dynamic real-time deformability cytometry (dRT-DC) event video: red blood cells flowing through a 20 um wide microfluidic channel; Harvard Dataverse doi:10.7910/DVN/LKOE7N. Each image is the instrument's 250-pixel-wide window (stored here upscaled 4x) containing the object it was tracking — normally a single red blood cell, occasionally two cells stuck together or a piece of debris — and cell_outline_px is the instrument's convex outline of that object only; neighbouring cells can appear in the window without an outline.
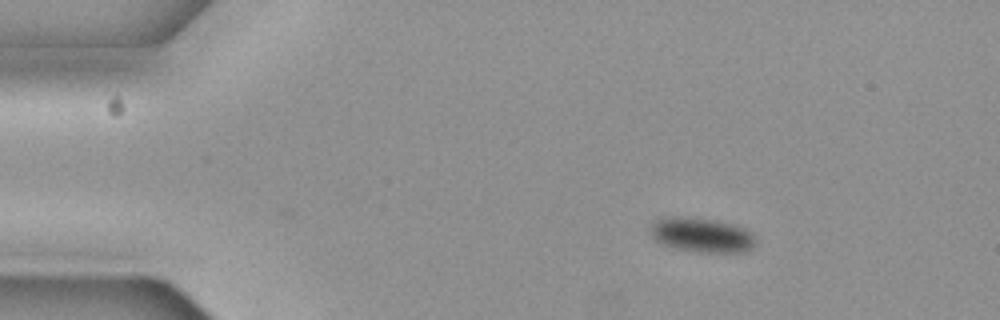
{"species": "common noctule bat (a hibernating species)", "species_latin": "Nyctalus noctula", "temperature_condition": "cold", "stored_images_in_passage": 44, "camera_frame_rate_fps": 3000, "um_per_image_px": 0.085, "animal": {"sex": "female", "body_mass_g": 19.3, "forearm_length_mm": 54.1}, "frame": {"image": 1, "passage_image": 1, "time_ms": 0.0, "image_size_px": [1000, 320], "cell_outline_px": [[756, 244], [752, 248], [744, 252], [700, 252], [676, 248], [664, 244], [656, 240], [652, 236], [648, 228], [656, 220], [668, 216], [688, 216], [716, 220], [732, 224], [744, 228], [752, 232], [756, 240]], "centroid_in_image_um": [59.66, 19.96], "position_along_channel_um": 25.3, "area_um2": 21.39}}
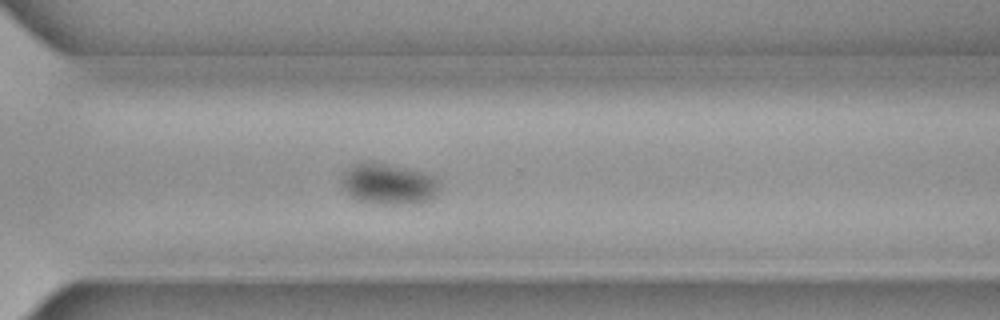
{"frame": {"image": 2, "passage_image": 33, "time_ms": 10.667, "image_size_px": [1000, 320], "cell_outline_px": [[440, 192], [436, 196], [424, 200], [404, 204], [372, 204], [360, 200], [352, 196], [344, 188], [340, 180], [352, 168], [360, 164], [380, 164], [404, 168], [420, 172], [432, 176], [440, 184]], "centroid_in_image_um": [33.08, 15.69], "position_along_channel_um": 337.5, "area_um2": 22.2}}
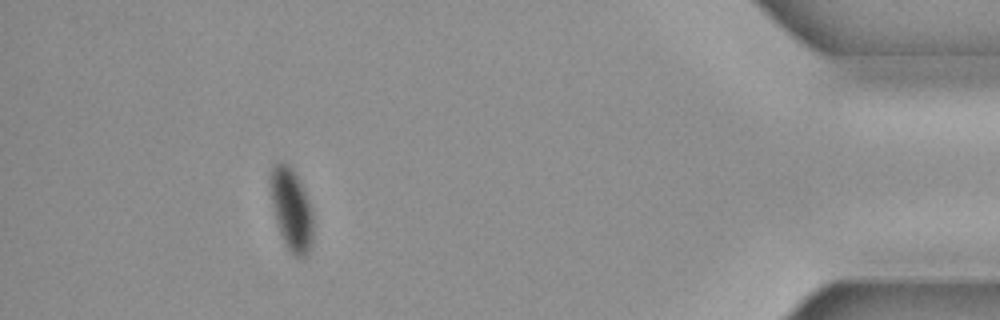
{"frame": {"image": 3, "passage_image": 44, "time_ms": 14.333, "image_size_px": [1000, 320], "cell_outline_px": [[312, 248], [300, 260], [292, 256], [284, 244], [276, 224], [272, 204], [268, 180], [268, 176], [272, 164], [280, 160], [292, 168], [312, 208]], "centroid_in_image_um": [24.73, 17.83], "position_along_channel_um": 410.5, "area_um2": 20.98}, "authors_computed_cell_mechanics": {"area_um2": 23.6402, "velocity_mm_per_s": 3.6457, "shape_relaxation_time_tau1_ms": 2.4344, "shape_relaxation_time_tau2_ms": null, "deformation_change_tau1": 0.0559, "deformation_change_tau2": null}}